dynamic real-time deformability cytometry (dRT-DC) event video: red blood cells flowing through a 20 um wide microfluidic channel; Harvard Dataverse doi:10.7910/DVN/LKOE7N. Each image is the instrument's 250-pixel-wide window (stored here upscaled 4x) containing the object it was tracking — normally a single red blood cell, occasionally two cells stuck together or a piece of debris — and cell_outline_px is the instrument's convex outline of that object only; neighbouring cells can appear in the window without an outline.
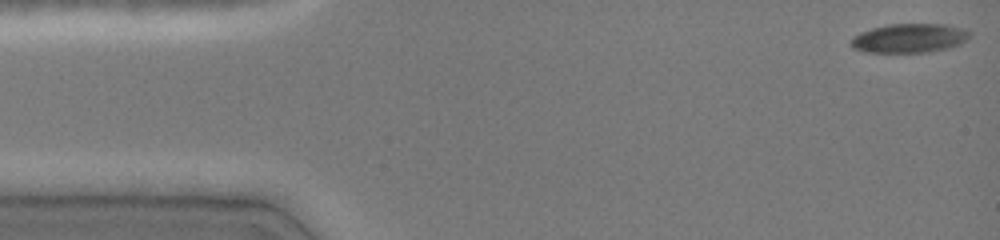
{"species": "common noctule bat (a hibernating species)", "species_latin": "Nyctalus noctula", "temperature_condition": "cold", "stored_images_in_passage": 44, "camera_frame_rate_fps": 3000, "um_per_image_px": 0.085, "animal": {"sex": "female", "body_mass_g": 19.0, "forearm_length_mm": 51.5}, "frame": {"image": 1, "passage_image": 1, "time_ms": 0.0, "image_size_px": [1000, 240], "cell_outline_px": [[972, 36], [960, 44], [948, 48], [928, 52], [864, 52], [852, 48], [848, 44], [852, 36], [860, 32], [872, 28], [888, 24], [948, 24], [964, 28], [972, 32]], "centroid_in_image_um": [77.3, 3.24], "position_along_channel_um": 7.7, "area_um2": 20.52}}
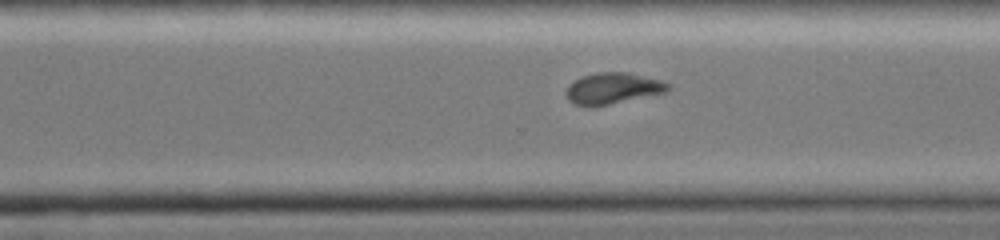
{"frame": {"image": 2, "passage_image": 32, "time_ms": 10.333, "image_size_px": [1000, 240], "cell_outline_px": [[672, 88], [664, 92], [608, 104], [572, 104], [568, 100], [564, 92], [568, 84], [584, 76], [600, 72], [628, 72], [660, 80], [672, 84]], "centroid_in_image_um": [52.1, 7.48], "position_along_channel_um": 318.5, "area_um2": 18.03}}
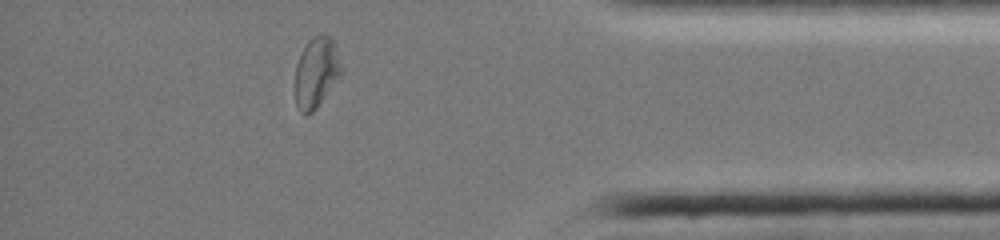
{"frame": {"image": 3, "passage_image": 40, "time_ms": 13.0, "image_size_px": [1000, 240], "cell_outline_px": [[344, 72], [316, 108], [308, 116], [304, 116], [300, 112], [296, 104], [296, 64], [308, 40], [312, 36], [324, 32], [332, 40], [336, 48]], "centroid_in_image_um": [26.9, 6.16], "position_along_channel_um": 408.3, "area_um2": 19.07}, "authors_computed_cell_mechanics": {"area_um2": 20.1722, "velocity_mm_per_s": 4.0909, "shape_relaxation_time_tau1_ms": null, "shape_relaxation_time_tau2_ms": 3.8367, "deformation_change_tau1": null, "deformation_change_tau2": 0.0851}}